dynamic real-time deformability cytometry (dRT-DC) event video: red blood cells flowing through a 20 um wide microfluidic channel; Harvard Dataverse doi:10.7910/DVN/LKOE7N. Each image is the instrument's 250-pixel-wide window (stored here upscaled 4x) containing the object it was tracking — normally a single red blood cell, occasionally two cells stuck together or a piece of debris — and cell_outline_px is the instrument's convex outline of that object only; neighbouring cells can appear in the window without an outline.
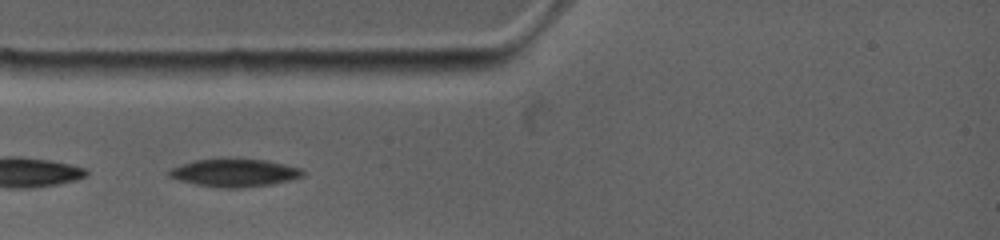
{"species": "common noctule bat (a hibernating species)", "species_latin": "Nyctalus noctula", "temperature_condition": "warm", "stored_images_in_passage": 34, "camera_frame_rate_fps": 4500, "um_per_image_px": 0.085, "animal": {"sex": "female", "body_mass_g": 19.0, "forearm_length_mm": 53.3}, "frame": {"image": 1, "passage_image": 1, "time_ms": 0.0, "image_size_px": [1000, 240], "cell_outline_px": [[304, 176], [272, 184], [240, 188], [220, 188], [196, 184], [180, 180], [168, 176], [168, 172], [172, 168], [196, 160], [264, 160], [300, 168], [304, 172]], "centroid_in_image_um": [19.94, 14.71], "position_along_channel_um": 65.1, "area_um2": 20.98}}
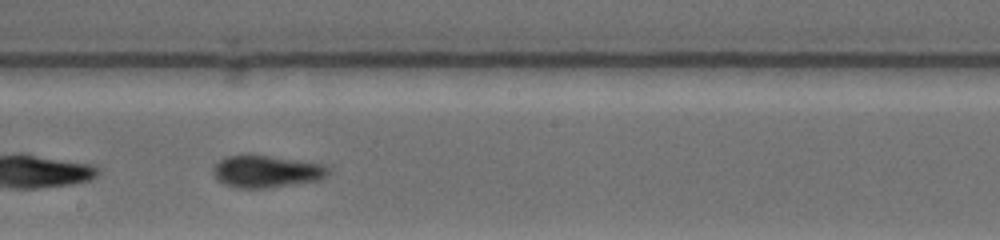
{"frame": {"image": 2, "passage_image": 10, "time_ms": 4.222, "image_size_px": [1000, 240], "cell_outline_px": [[332, 172], [328, 176], [320, 180], [296, 184], [268, 188], [236, 188], [224, 184], [216, 180], [212, 176], [212, 168], [220, 160], [232, 156], [264, 156], [316, 164], [328, 168]], "centroid_in_image_um": [22.6, 14.63], "position_along_channel_um": 225.6, "area_um2": 21.1}}
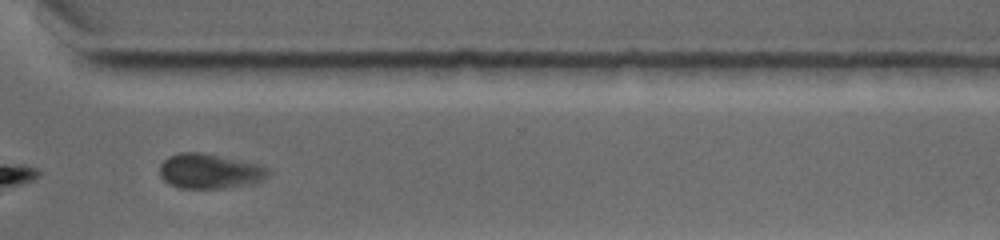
{"frame": {"image": 3, "passage_image": 27, "time_ms": 7.556, "image_size_px": [1000, 240], "cell_outline_px": [[272, 172], [264, 180], [256, 184], [224, 188], [180, 188], [168, 184], [160, 176], [160, 164], [168, 156], [180, 152], [200, 152], [256, 164], [272, 168]], "centroid_in_image_um": [17.86, 14.57], "position_along_channel_um": 352.7, "area_um2": 22.31}}